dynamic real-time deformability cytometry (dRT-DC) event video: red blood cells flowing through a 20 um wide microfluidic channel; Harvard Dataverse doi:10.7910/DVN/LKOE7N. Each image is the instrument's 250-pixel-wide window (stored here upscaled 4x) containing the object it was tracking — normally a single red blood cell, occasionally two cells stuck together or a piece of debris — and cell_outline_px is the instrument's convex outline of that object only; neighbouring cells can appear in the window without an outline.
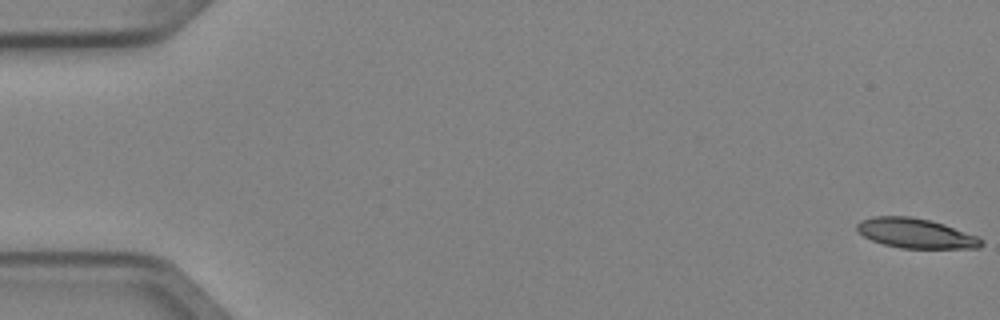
{"species": "Egyptian fruit bat (a non-hibernating species)", "species_latin": "Rousettus aegyptiacus", "temperature_condition": "cold", "stored_images_in_passage": 5, "camera_frame_rate_fps": 3000, "um_per_image_px": 0.085, "animal": {"sex": "female"}, "frame": {"image": 1, "passage_image": 1, "time_ms": 0.0, "image_size_px": [1000, 320], "cell_outline_px": [[984, 244], [980, 248], [900, 248], [884, 244], [872, 240], [864, 236], [856, 228], [856, 224], [860, 220], [872, 216], [912, 216], [932, 220], [980, 236], [984, 240]], "centroid_in_image_um": [77.89, 19.82], "position_along_channel_um": 7.1, "area_um2": 21.85}}